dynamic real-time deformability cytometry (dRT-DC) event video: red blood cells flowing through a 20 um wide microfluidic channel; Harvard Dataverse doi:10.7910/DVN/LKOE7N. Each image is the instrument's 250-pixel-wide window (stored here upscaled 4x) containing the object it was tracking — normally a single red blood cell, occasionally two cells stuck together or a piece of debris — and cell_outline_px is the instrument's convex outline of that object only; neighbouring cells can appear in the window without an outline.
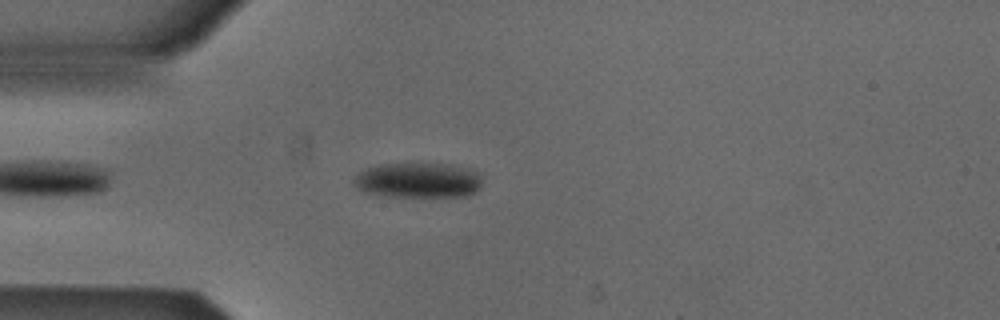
{"species": "Egyptian fruit bat (a non-hibernating species)", "species_latin": "Rousettus aegyptiacus", "temperature_condition": "cold", "stored_images_in_passage": 41, "camera_frame_rate_fps": 3000, "um_per_image_px": 0.085, "animal": {"sex": "male"}, "frame": {"image": 1, "passage_image": 5, "time_ms": 1.333, "image_size_px": [1000, 320], "cell_outline_px": [[480, 188], [476, 192], [468, 196], [388, 196], [364, 192], [356, 188], [352, 184], [352, 180], [360, 172], [376, 164], [456, 164], [480, 172]], "centroid_in_image_um": [35.56, 15.32], "position_along_channel_um": 49.4, "area_um2": 26.47}}
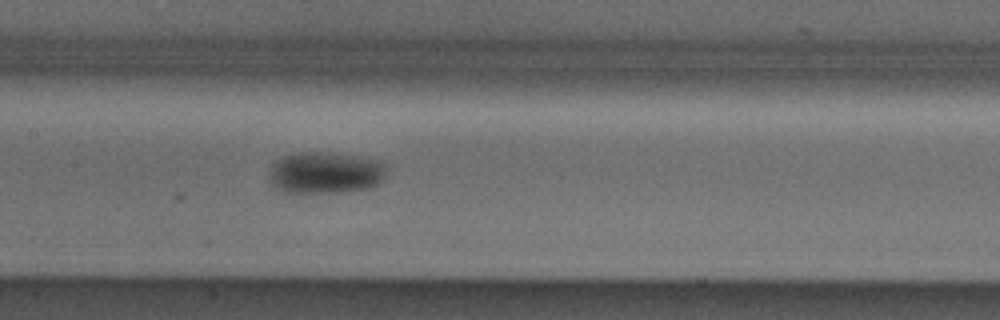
{"frame": {"image": 2, "passage_image": 16, "time_ms": 5.0, "image_size_px": [1000, 320], "cell_outline_px": [[388, 164], [384, 180], [380, 184], [368, 188], [344, 192], [284, 192], [276, 188], [272, 184], [268, 176], [272, 164], [276, 160], [284, 156], [300, 152], [328, 152], [384, 160]], "centroid_in_image_um": [27.72, 14.67], "position_along_channel_um": 179.7, "area_um2": 29.02}}
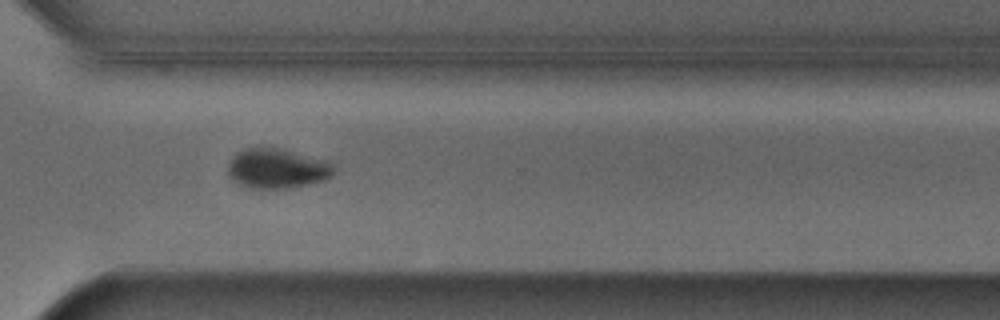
{"frame": {"image": 3, "passage_image": 29, "time_ms": 9.333, "image_size_px": [1000, 320], "cell_outline_px": [[332, 172], [324, 180], [308, 184], [288, 188], [248, 188], [232, 180], [228, 176], [228, 164], [236, 152], [244, 148], [280, 148], [328, 160], [332, 164]], "centroid_in_image_um": [23.5, 14.31], "position_along_channel_um": 347.1, "area_um2": 24.45}, "authors_computed_cell_mechanics": {"area_um2": 26.3568, "velocity_mm_per_s": 3.8697, "shape_relaxation_time_tau1_ms": 3.2233, "shape_relaxation_time_tau2_ms": null, "deformation_change_tau1": 0.0893, "deformation_change_tau2": null}}